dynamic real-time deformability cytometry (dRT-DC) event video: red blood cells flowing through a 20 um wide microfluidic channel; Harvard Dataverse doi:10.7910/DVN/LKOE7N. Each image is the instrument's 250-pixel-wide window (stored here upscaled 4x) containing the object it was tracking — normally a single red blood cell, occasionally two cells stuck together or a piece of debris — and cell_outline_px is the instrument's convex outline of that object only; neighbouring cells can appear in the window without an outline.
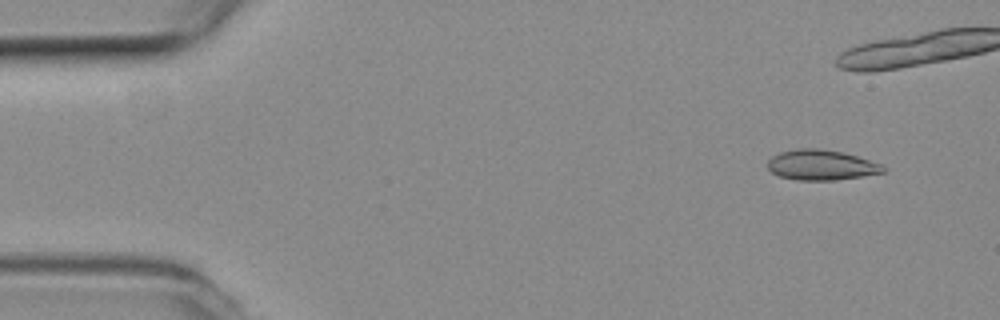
{"species": "common noctule bat (a hibernating species)", "species_latin": "Nyctalus noctula", "temperature_condition": "room temperature", "stored_images_in_passage": 39, "camera_frame_rate_fps": 3000, "um_per_image_px": 0.085, "animal": {"sex": "female", "body_mass_g": 19.3, "forearm_length_mm": 54.1}, "frame": {"image": 1, "passage_image": 2, "time_ms": 0.333, "image_size_px": [1000, 320], "cell_outline_px": [[884, 172], [860, 176], [832, 180], [796, 180], [780, 176], [772, 172], [768, 168], [768, 160], [772, 156], [780, 152], [796, 148], [820, 148], [844, 152], [880, 164], [884, 168]], "centroid_in_image_um": [69.75, 14.01], "position_along_channel_um": 15.2, "area_um2": 20.17}}
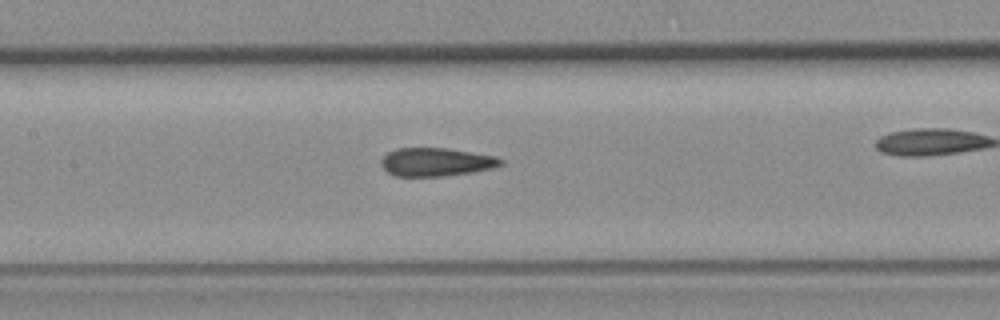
{"frame": {"image": 2, "passage_image": 22, "time_ms": 7.0, "image_size_px": [1000, 320], "cell_outline_px": [[504, 164], [492, 168], [472, 172], [440, 176], [396, 176], [388, 172], [380, 164], [380, 160], [388, 152], [396, 148], [448, 148], [496, 156], [504, 160]], "centroid_in_image_um": [37.08, 13.76], "position_along_channel_um": 170.3, "area_um2": 19.77}}
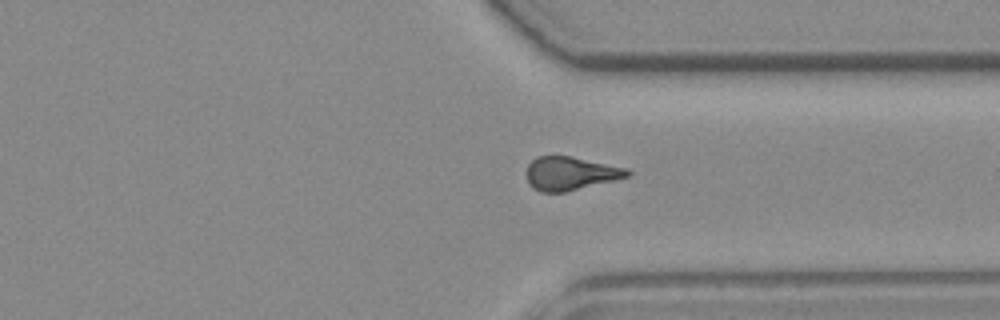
{"frame": {"image": 3, "passage_image": 37, "time_ms": 12.0, "image_size_px": [1000, 320], "cell_outline_px": [[632, 172], [628, 176], [564, 192], [540, 192], [532, 188], [528, 184], [528, 164], [536, 156], [572, 156], [628, 168]], "centroid_in_image_um": [48.47, 14.73], "position_along_channel_um": 362.9, "area_um2": 19.48}}